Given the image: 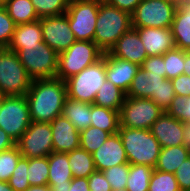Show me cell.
I'll return each instance as SVG.
<instances>
[{
    "label": "cell",
    "instance_id": "26",
    "mask_svg": "<svg viewBox=\"0 0 190 191\" xmlns=\"http://www.w3.org/2000/svg\"><path fill=\"white\" fill-rule=\"evenodd\" d=\"M91 126L98 127L110 135L119 130V111L91 104Z\"/></svg>",
    "mask_w": 190,
    "mask_h": 191
},
{
    "label": "cell",
    "instance_id": "25",
    "mask_svg": "<svg viewBox=\"0 0 190 191\" xmlns=\"http://www.w3.org/2000/svg\"><path fill=\"white\" fill-rule=\"evenodd\" d=\"M188 156H190V151L186 145L161 148L154 169L174 174L176 169Z\"/></svg>",
    "mask_w": 190,
    "mask_h": 191
},
{
    "label": "cell",
    "instance_id": "18",
    "mask_svg": "<svg viewBox=\"0 0 190 191\" xmlns=\"http://www.w3.org/2000/svg\"><path fill=\"white\" fill-rule=\"evenodd\" d=\"M54 152H70L80 147V132L63 115H59L50 122Z\"/></svg>",
    "mask_w": 190,
    "mask_h": 191
},
{
    "label": "cell",
    "instance_id": "1",
    "mask_svg": "<svg viewBox=\"0 0 190 191\" xmlns=\"http://www.w3.org/2000/svg\"><path fill=\"white\" fill-rule=\"evenodd\" d=\"M26 97L31 121L50 123L62 115L68 97L66 82L58 78L32 80Z\"/></svg>",
    "mask_w": 190,
    "mask_h": 191
},
{
    "label": "cell",
    "instance_id": "12",
    "mask_svg": "<svg viewBox=\"0 0 190 191\" xmlns=\"http://www.w3.org/2000/svg\"><path fill=\"white\" fill-rule=\"evenodd\" d=\"M16 145L24 158L49 156L53 152L50 123L31 121L27 130L16 142Z\"/></svg>",
    "mask_w": 190,
    "mask_h": 191
},
{
    "label": "cell",
    "instance_id": "45",
    "mask_svg": "<svg viewBox=\"0 0 190 191\" xmlns=\"http://www.w3.org/2000/svg\"><path fill=\"white\" fill-rule=\"evenodd\" d=\"M176 95L190 96V76L181 74L171 80Z\"/></svg>",
    "mask_w": 190,
    "mask_h": 191
},
{
    "label": "cell",
    "instance_id": "8",
    "mask_svg": "<svg viewBox=\"0 0 190 191\" xmlns=\"http://www.w3.org/2000/svg\"><path fill=\"white\" fill-rule=\"evenodd\" d=\"M30 123L26 95L5 96L0 102V128L16 143Z\"/></svg>",
    "mask_w": 190,
    "mask_h": 191
},
{
    "label": "cell",
    "instance_id": "50",
    "mask_svg": "<svg viewBox=\"0 0 190 191\" xmlns=\"http://www.w3.org/2000/svg\"><path fill=\"white\" fill-rule=\"evenodd\" d=\"M184 139L185 145L190 151V122L184 123Z\"/></svg>",
    "mask_w": 190,
    "mask_h": 191
},
{
    "label": "cell",
    "instance_id": "53",
    "mask_svg": "<svg viewBox=\"0 0 190 191\" xmlns=\"http://www.w3.org/2000/svg\"><path fill=\"white\" fill-rule=\"evenodd\" d=\"M164 1L171 2V3L175 4L176 6H180V5H183L186 2H188V0H164Z\"/></svg>",
    "mask_w": 190,
    "mask_h": 191
},
{
    "label": "cell",
    "instance_id": "31",
    "mask_svg": "<svg viewBox=\"0 0 190 191\" xmlns=\"http://www.w3.org/2000/svg\"><path fill=\"white\" fill-rule=\"evenodd\" d=\"M48 156L28 159V181L30 186L48 185Z\"/></svg>",
    "mask_w": 190,
    "mask_h": 191
},
{
    "label": "cell",
    "instance_id": "16",
    "mask_svg": "<svg viewBox=\"0 0 190 191\" xmlns=\"http://www.w3.org/2000/svg\"><path fill=\"white\" fill-rule=\"evenodd\" d=\"M96 171L128 163L122 140L117 133L111 134L106 141L92 153Z\"/></svg>",
    "mask_w": 190,
    "mask_h": 191
},
{
    "label": "cell",
    "instance_id": "49",
    "mask_svg": "<svg viewBox=\"0 0 190 191\" xmlns=\"http://www.w3.org/2000/svg\"><path fill=\"white\" fill-rule=\"evenodd\" d=\"M183 74L190 76V51H184V70Z\"/></svg>",
    "mask_w": 190,
    "mask_h": 191
},
{
    "label": "cell",
    "instance_id": "47",
    "mask_svg": "<svg viewBox=\"0 0 190 191\" xmlns=\"http://www.w3.org/2000/svg\"><path fill=\"white\" fill-rule=\"evenodd\" d=\"M69 191H90L88 178H73Z\"/></svg>",
    "mask_w": 190,
    "mask_h": 191
},
{
    "label": "cell",
    "instance_id": "7",
    "mask_svg": "<svg viewBox=\"0 0 190 191\" xmlns=\"http://www.w3.org/2000/svg\"><path fill=\"white\" fill-rule=\"evenodd\" d=\"M32 79L15 51L0 48V90L5 96L26 95Z\"/></svg>",
    "mask_w": 190,
    "mask_h": 191
},
{
    "label": "cell",
    "instance_id": "27",
    "mask_svg": "<svg viewBox=\"0 0 190 191\" xmlns=\"http://www.w3.org/2000/svg\"><path fill=\"white\" fill-rule=\"evenodd\" d=\"M68 153L73 178H88L96 171L92 154L79 147Z\"/></svg>",
    "mask_w": 190,
    "mask_h": 191
},
{
    "label": "cell",
    "instance_id": "5",
    "mask_svg": "<svg viewBox=\"0 0 190 191\" xmlns=\"http://www.w3.org/2000/svg\"><path fill=\"white\" fill-rule=\"evenodd\" d=\"M106 80L103 53L98 61L65 81L67 95L73 100L93 104L99 88Z\"/></svg>",
    "mask_w": 190,
    "mask_h": 191
},
{
    "label": "cell",
    "instance_id": "13",
    "mask_svg": "<svg viewBox=\"0 0 190 191\" xmlns=\"http://www.w3.org/2000/svg\"><path fill=\"white\" fill-rule=\"evenodd\" d=\"M42 28L43 41L58 54L66 51L75 41L65 14L39 19Z\"/></svg>",
    "mask_w": 190,
    "mask_h": 191
},
{
    "label": "cell",
    "instance_id": "42",
    "mask_svg": "<svg viewBox=\"0 0 190 191\" xmlns=\"http://www.w3.org/2000/svg\"><path fill=\"white\" fill-rule=\"evenodd\" d=\"M174 175L180 190H190V156L180 164Z\"/></svg>",
    "mask_w": 190,
    "mask_h": 191
},
{
    "label": "cell",
    "instance_id": "43",
    "mask_svg": "<svg viewBox=\"0 0 190 191\" xmlns=\"http://www.w3.org/2000/svg\"><path fill=\"white\" fill-rule=\"evenodd\" d=\"M140 67H142L145 71L160 74L161 76L166 78V70L163 55L148 56Z\"/></svg>",
    "mask_w": 190,
    "mask_h": 191
},
{
    "label": "cell",
    "instance_id": "56",
    "mask_svg": "<svg viewBox=\"0 0 190 191\" xmlns=\"http://www.w3.org/2000/svg\"><path fill=\"white\" fill-rule=\"evenodd\" d=\"M4 1H5V0H0V5H2Z\"/></svg>",
    "mask_w": 190,
    "mask_h": 191
},
{
    "label": "cell",
    "instance_id": "52",
    "mask_svg": "<svg viewBox=\"0 0 190 191\" xmlns=\"http://www.w3.org/2000/svg\"><path fill=\"white\" fill-rule=\"evenodd\" d=\"M0 191H14L8 182L0 181Z\"/></svg>",
    "mask_w": 190,
    "mask_h": 191
},
{
    "label": "cell",
    "instance_id": "51",
    "mask_svg": "<svg viewBox=\"0 0 190 191\" xmlns=\"http://www.w3.org/2000/svg\"><path fill=\"white\" fill-rule=\"evenodd\" d=\"M25 191H52L49 185L29 186Z\"/></svg>",
    "mask_w": 190,
    "mask_h": 191
},
{
    "label": "cell",
    "instance_id": "54",
    "mask_svg": "<svg viewBox=\"0 0 190 191\" xmlns=\"http://www.w3.org/2000/svg\"><path fill=\"white\" fill-rule=\"evenodd\" d=\"M5 97V95L2 93V91L0 90V102L3 100V98Z\"/></svg>",
    "mask_w": 190,
    "mask_h": 191
},
{
    "label": "cell",
    "instance_id": "46",
    "mask_svg": "<svg viewBox=\"0 0 190 191\" xmlns=\"http://www.w3.org/2000/svg\"><path fill=\"white\" fill-rule=\"evenodd\" d=\"M116 8L129 13L130 15L139 5L141 0H103Z\"/></svg>",
    "mask_w": 190,
    "mask_h": 191
},
{
    "label": "cell",
    "instance_id": "2",
    "mask_svg": "<svg viewBox=\"0 0 190 191\" xmlns=\"http://www.w3.org/2000/svg\"><path fill=\"white\" fill-rule=\"evenodd\" d=\"M132 27L131 15L101 0L94 42L105 53Z\"/></svg>",
    "mask_w": 190,
    "mask_h": 191
},
{
    "label": "cell",
    "instance_id": "14",
    "mask_svg": "<svg viewBox=\"0 0 190 191\" xmlns=\"http://www.w3.org/2000/svg\"><path fill=\"white\" fill-rule=\"evenodd\" d=\"M150 131L160 143L161 148L185 145L184 123L165 111L152 124Z\"/></svg>",
    "mask_w": 190,
    "mask_h": 191
},
{
    "label": "cell",
    "instance_id": "23",
    "mask_svg": "<svg viewBox=\"0 0 190 191\" xmlns=\"http://www.w3.org/2000/svg\"><path fill=\"white\" fill-rule=\"evenodd\" d=\"M43 42L42 28L39 20L15 26L8 48L16 53L24 46L37 45Z\"/></svg>",
    "mask_w": 190,
    "mask_h": 191
},
{
    "label": "cell",
    "instance_id": "30",
    "mask_svg": "<svg viewBox=\"0 0 190 191\" xmlns=\"http://www.w3.org/2000/svg\"><path fill=\"white\" fill-rule=\"evenodd\" d=\"M154 168L148 165L129 164L126 189L128 191H148Z\"/></svg>",
    "mask_w": 190,
    "mask_h": 191
},
{
    "label": "cell",
    "instance_id": "40",
    "mask_svg": "<svg viewBox=\"0 0 190 191\" xmlns=\"http://www.w3.org/2000/svg\"><path fill=\"white\" fill-rule=\"evenodd\" d=\"M15 26L16 25L9 17L5 6L3 4L0 5V48H8Z\"/></svg>",
    "mask_w": 190,
    "mask_h": 191
},
{
    "label": "cell",
    "instance_id": "39",
    "mask_svg": "<svg viewBox=\"0 0 190 191\" xmlns=\"http://www.w3.org/2000/svg\"><path fill=\"white\" fill-rule=\"evenodd\" d=\"M27 178L28 158L21 157L8 183L14 191H25L30 186Z\"/></svg>",
    "mask_w": 190,
    "mask_h": 191
},
{
    "label": "cell",
    "instance_id": "24",
    "mask_svg": "<svg viewBox=\"0 0 190 191\" xmlns=\"http://www.w3.org/2000/svg\"><path fill=\"white\" fill-rule=\"evenodd\" d=\"M66 117L81 132L91 126V104L66 98L62 110Z\"/></svg>",
    "mask_w": 190,
    "mask_h": 191
},
{
    "label": "cell",
    "instance_id": "17",
    "mask_svg": "<svg viewBox=\"0 0 190 191\" xmlns=\"http://www.w3.org/2000/svg\"><path fill=\"white\" fill-rule=\"evenodd\" d=\"M104 60L107 80L127 93L140 66L136 63L113 57L108 52L104 53Z\"/></svg>",
    "mask_w": 190,
    "mask_h": 191
},
{
    "label": "cell",
    "instance_id": "11",
    "mask_svg": "<svg viewBox=\"0 0 190 191\" xmlns=\"http://www.w3.org/2000/svg\"><path fill=\"white\" fill-rule=\"evenodd\" d=\"M163 112L151 99L126 97L119 112L120 126L150 130Z\"/></svg>",
    "mask_w": 190,
    "mask_h": 191
},
{
    "label": "cell",
    "instance_id": "9",
    "mask_svg": "<svg viewBox=\"0 0 190 191\" xmlns=\"http://www.w3.org/2000/svg\"><path fill=\"white\" fill-rule=\"evenodd\" d=\"M177 6L164 0H141L131 14L133 28H170Z\"/></svg>",
    "mask_w": 190,
    "mask_h": 191
},
{
    "label": "cell",
    "instance_id": "37",
    "mask_svg": "<svg viewBox=\"0 0 190 191\" xmlns=\"http://www.w3.org/2000/svg\"><path fill=\"white\" fill-rule=\"evenodd\" d=\"M112 190L126 188L129 175V163L113 166L102 171Z\"/></svg>",
    "mask_w": 190,
    "mask_h": 191
},
{
    "label": "cell",
    "instance_id": "6",
    "mask_svg": "<svg viewBox=\"0 0 190 191\" xmlns=\"http://www.w3.org/2000/svg\"><path fill=\"white\" fill-rule=\"evenodd\" d=\"M17 55L32 80L56 78L58 53L44 41L24 46Z\"/></svg>",
    "mask_w": 190,
    "mask_h": 191
},
{
    "label": "cell",
    "instance_id": "3",
    "mask_svg": "<svg viewBox=\"0 0 190 191\" xmlns=\"http://www.w3.org/2000/svg\"><path fill=\"white\" fill-rule=\"evenodd\" d=\"M118 134L129 164L148 165L155 168L161 146L150 130L119 126Z\"/></svg>",
    "mask_w": 190,
    "mask_h": 191
},
{
    "label": "cell",
    "instance_id": "48",
    "mask_svg": "<svg viewBox=\"0 0 190 191\" xmlns=\"http://www.w3.org/2000/svg\"><path fill=\"white\" fill-rule=\"evenodd\" d=\"M15 141L0 128V152L15 146Z\"/></svg>",
    "mask_w": 190,
    "mask_h": 191
},
{
    "label": "cell",
    "instance_id": "4",
    "mask_svg": "<svg viewBox=\"0 0 190 191\" xmlns=\"http://www.w3.org/2000/svg\"><path fill=\"white\" fill-rule=\"evenodd\" d=\"M103 53L93 41L76 40L66 51L58 54L56 78L66 81L98 61Z\"/></svg>",
    "mask_w": 190,
    "mask_h": 191
},
{
    "label": "cell",
    "instance_id": "35",
    "mask_svg": "<svg viewBox=\"0 0 190 191\" xmlns=\"http://www.w3.org/2000/svg\"><path fill=\"white\" fill-rule=\"evenodd\" d=\"M166 78L172 80L177 76L183 74L184 70V51L180 48H173L168 50L163 55Z\"/></svg>",
    "mask_w": 190,
    "mask_h": 191
},
{
    "label": "cell",
    "instance_id": "20",
    "mask_svg": "<svg viewBox=\"0 0 190 191\" xmlns=\"http://www.w3.org/2000/svg\"><path fill=\"white\" fill-rule=\"evenodd\" d=\"M48 185L52 191H69L73 175L68 161V153L52 152L48 156Z\"/></svg>",
    "mask_w": 190,
    "mask_h": 191
},
{
    "label": "cell",
    "instance_id": "36",
    "mask_svg": "<svg viewBox=\"0 0 190 191\" xmlns=\"http://www.w3.org/2000/svg\"><path fill=\"white\" fill-rule=\"evenodd\" d=\"M148 191H180V188L173 173L154 169Z\"/></svg>",
    "mask_w": 190,
    "mask_h": 191
},
{
    "label": "cell",
    "instance_id": "15",
    "mask_svg": "<svg viewBox=\"0 0 190 191\" xmlns=\"http://www.w3.org/2000/svg\"><path fill=\"white\" fill-rule=\"evenodd\" d=\"M108 53L113 57L136 63L139 66L148 57L141 38L133 27L117 40Z\"/></svg>",
    "mask_w": 190,
    "mask_h": 191
},
{
    "label": "cell",
    "instance_id": "29",
    "mask_svg": "<svg viewBox=\"0 0 190 191\" xmlns=\"http://www.w3.org/2000/svg\"><path fill=\"white\" fill-rule=\"evenodd\" d=\"M3 5L15 25L39 20L31 0H5Z\"/></svg>",
    "mask_w": 190,
    "mask_h": 191
},
{
    "label": "cell",
    "instance_id": "10",
    "mask_svg": "<svg viewBox=\"0 0 190 191\" xmlns=\"http://www.w3.org/2000/svg\"><path fill=\"white\" fill-rule=\"evenodd\" d=\"M101 0H70L66 15L76 40L93 41Z\"/></svg>",
    "mask_w": 190,
    "mask_h": 191
},
{
    "label": "cell",
    "instance_id": "32",
    "mask_svg": "<svg viewBox=\"0 0 190 191\" xmlns=\"http://www.w3.org/2000/svg\"><path fill=\"white\" fill-rule=\"evenodd\" d=\"M109 136L110 134L108 132L103 131L98 127L89 126L80 132V147L92 154Z\"/></svg>",
    "mask_w": 190,
    "mask_h": 191
},
{
    "label": "cell",
    "instance_id": "33",
    "mask_svg": "<svg viewBox=\"0 0 190 191\" xmlns=\"http://www.w3.org/2000/svg\"><path fill=\"white\" fill-rule=\"evenodd\" d=\"M70 0H31L39 19L67 12Z\"/></svg>",
    "mask_w": 190,
    "mask_h": 191
},
{
    "label": "cell",
    "instance_id": "44",
    "mask_svg": "<svg viewBox=\"0 0 190 191\" xmlns=\"http://www.w3.org/2000/svg\"><path fill=\"white\" fill-rule=\"evenodd\" d=\"M90 191H112L102 171H95L88 177Z\"/></svg>",
    "mask_w": 190,
    "mask_h": 191
},
{
    "label": "cell",
    "instance_id": "28",
    "mask_svg": "<svg viewBox=\"0 0 190 191\" xmlns=\"http://www.w3.org/2000/svg\"><path fill=\"white\" fill-rule=\"evenodd\" d=\"M125 98L126 93L123 90L106 80L99 88L93 104L120 112Z\"/></svg>",
    "mask_w": 190,
    "mask_h": 191
},
{
    "label": "cell",
    "instance_id": "38",
    "mask_svg": "<svg viewBox=\"0 0 190 191\" xmlns=\"http://www.w3.org/2000/svg\"><path fill=\"white\" fill-rule=\"evenodd\" d=\"M165 112L183 123L190 122V96L175 95Z\"/></svg>",
    "mask_w": 190,
    "mask_h": 191
},
{
    "label": "cell",
    "instance_id": "22",
    "mask_svg": "<svg viewBox=\"0 0 190 191\" xmlns=\"http://www.w3.org/2000/svg\"><path fill=\"white\" fill-rule=\"evenodd\" d=\"M175 46L183 51H190V3L177 6L171 24Z\"/></svg>",
    "mask_w": 190,
    "mask_h": 191
},
{
    "label": "cell",
    "instance_id": "34",
    "mask_svg": "<svg viewBox=\"0 0 190 191\" xmlns=\"http://www.w3.org/2000/svg\"><path fill=\"white\" fill-rule=\"evenodd\" d=\"M22 157L17 145L0 152V181L8 182Z\"/></svg>",
    "mask_w": 190,
    "mask_h": 191
},
{
    "label": "cell",
    "instance_id": "55",
    "mask_svg": "<svg viewBox=\"0 0 190 191\" xmlns=\"http://www.w3.org/2000/svg\"><path fill=\"white\" fill-rule=\"evenodd\" d=\"M112 191H128L126 188H121V189H118V190H112Z\"/></svg>",
    "mask_w": 190,
    "mask_h": 191
},
{
    "label": "cell",
    "instance_id": "41",
    "mask_svg": "<svg viewBox=\"0 0 190 191\" xmlns=\"http://www.w3.org/2000/svg\"><path fill=\"white\" fill-rule=\"evenodd\" d=\"M175 95L176 94L171 80L166 78L163 82H161V85L157 91V95H152L150 99L163 111H166L172 103V100L174 99Z\"/></svg>",
    "mask_w": 190,
    "mask_h": 191
},
{
    "label": "cell",
    "instance_id": "19",
    "mask_svg": "<svg viewBox=\"0 0 190 191\" xmlns=\"http://www.w3.org/2000/svg\"><path fill=\"white\" fill-rule=\"evenodd\" d=\"M141 38L148 56L164 55L175 48L170 28H135Z\"/></svg>",
    "mask_w": 190,
    "mask_h": 191
},
{
    "label": "cell",
    "instance_id": "21",
    "mask_svg": "<svg viewBox=\"0 0 190 191\" xmlns=\"http://www.w3.org/2000/svg\"><path fill=\"white\" fill-rule=\"evenodd\" d=\"M165 79L160 74L145 71L140 67L132 80L126 97L150 99L152 95H157L158 88Z\"/></svg>",
    "mask_w": 190,
    "mask_h": 191
}]
</instances>
